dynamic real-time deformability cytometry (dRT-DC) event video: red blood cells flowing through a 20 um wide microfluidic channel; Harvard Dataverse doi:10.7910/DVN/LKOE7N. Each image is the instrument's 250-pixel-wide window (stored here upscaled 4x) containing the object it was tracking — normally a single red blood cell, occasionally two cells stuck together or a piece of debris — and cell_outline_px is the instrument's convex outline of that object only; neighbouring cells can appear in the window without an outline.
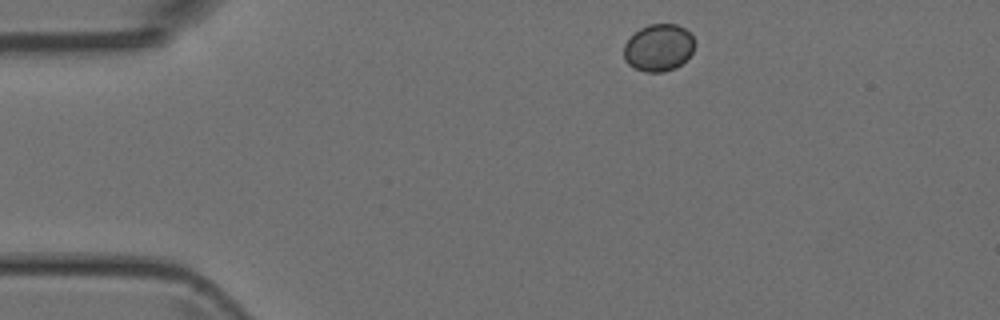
{"species": "Egyptian fruit bat (a non-hibernating species)", "species_latin": "Rousettus aegyptiacus", "temperature_condition": "room temperature", "stored_images_in_passage": 3, "camera_frame_rate_fps": 3000, "um_per_image_px": 0.085, "animal": {"sex": "female"}, "frame": {"image": 1, "passage_image": 1, "time_ms": 0.0, "image_size_px": [1000, 320], "cell_outline_px": [[696, 44], [692, 52], [676, 68], [664, 72], [644, 72], [628, 64], [624, 60], [624, 44], [640, 28], [648, 24], [676, 24], [684, 28], [692, 36]], "centroid_in_image_um": [55.98, 4.05], "position_along_channel_um": 29.0, "area_um2": 19.42}}